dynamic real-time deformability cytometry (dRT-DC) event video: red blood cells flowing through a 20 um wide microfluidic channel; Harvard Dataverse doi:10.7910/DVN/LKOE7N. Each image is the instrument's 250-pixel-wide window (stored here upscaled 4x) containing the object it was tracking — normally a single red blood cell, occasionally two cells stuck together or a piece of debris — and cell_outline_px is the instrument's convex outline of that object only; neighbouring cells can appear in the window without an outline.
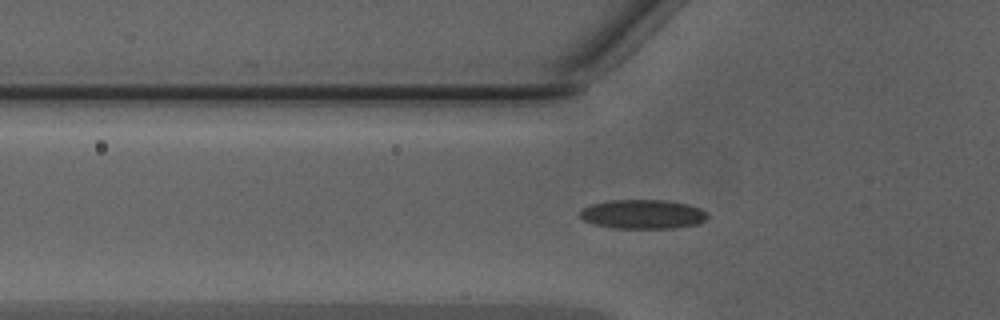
{"species": "Egyptian fruit bat (a non-hibernating species)", "species_latin": "Rousettus aegyptiacus", "temperature_condition": "warm", "stored_images_in_passage": 43, "camera_frame_rate_fps": 3000, "um_per_image_px": 0.085, "animal": {"sex": "male"}, "frame": {"image": 1, "passage_image": 18, "time_ms": 5.667, "image_size_px": [1000, 320], "cell_outline_px": [[708, 216], [704, 220], [696, 224], [676, 228], [616, 228], [592, 224], [584, 220], [580, 216], [580, 212], [584, 208], [592, 204], [608, 200], [668, 200], [688, 204], [700, 208], [708, 212]], "centroid_in_image_um": [54.66, 18.2], "position_along_channel_um": 71.1, "area_um2": 21.73}}
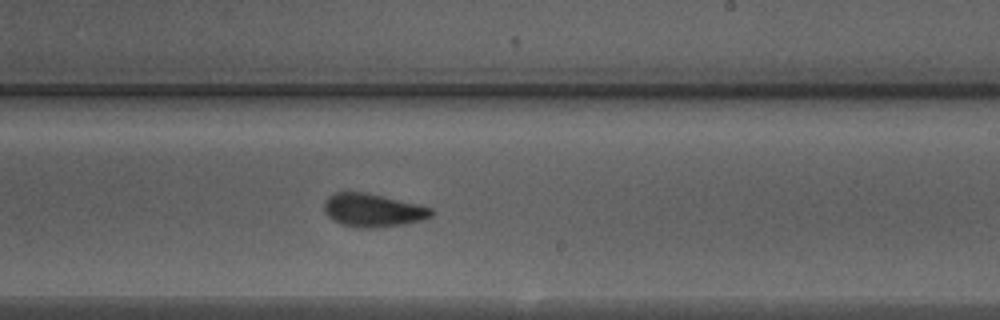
{"frame": {"image": 2, "passage_image": 31, "time_ms": 10.0, "image_size_px": [1000, 320], "cell_outline_px": [[432, 216], [424, 220], [400, 224], [372, 228], [360, 228], [340, 224], [332, 220], [324, 212], [324, 200], [332, 192], [364, 192], [384, 196], [420, 204], [432, 208]], "centroid_in_image_um": [31.66, 17.86], "position_along_channel_um": 257.3, "area_um2": 20.92}}
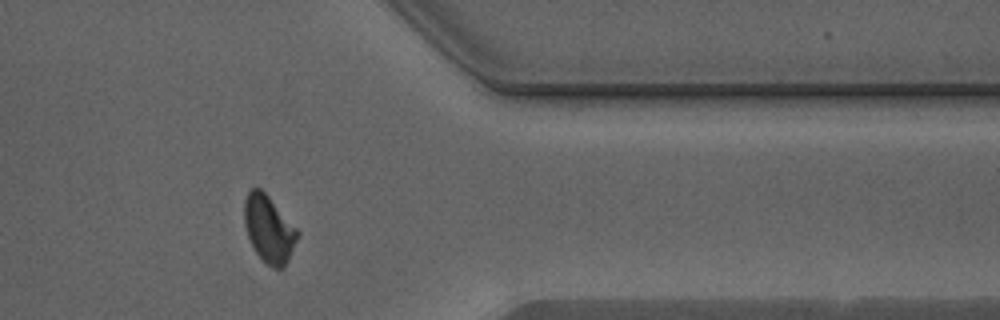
{"frame": {"image": 3, "passage_image": 41, "time_ms": 13.333, "image_size_px": [1000, 320], "cell_outline_px": [[300, 232], [288, 260], [284, 268], [272, 268], [256, 252], [248, 236], [244, 224], [244, 200], [248, 192], [252, 188], [260, 188], [268, 196]], "centroid_in_image_um": [22.85, 19.46], "position_along_channel_um": 388.5, "area_um2": 20.4}, "authors_computed_cell_mechanics": {"area_um2": 20.5768, "velocity_mm_per_s": 4.3036, "shape_relaxation_time_tau1_ms": 3.2801, "shape_relaxation_time_tau2_ms": 1.6401, "deformation_change_tau1": 0.1127, "deformation_change_tau2": 0.0719}}